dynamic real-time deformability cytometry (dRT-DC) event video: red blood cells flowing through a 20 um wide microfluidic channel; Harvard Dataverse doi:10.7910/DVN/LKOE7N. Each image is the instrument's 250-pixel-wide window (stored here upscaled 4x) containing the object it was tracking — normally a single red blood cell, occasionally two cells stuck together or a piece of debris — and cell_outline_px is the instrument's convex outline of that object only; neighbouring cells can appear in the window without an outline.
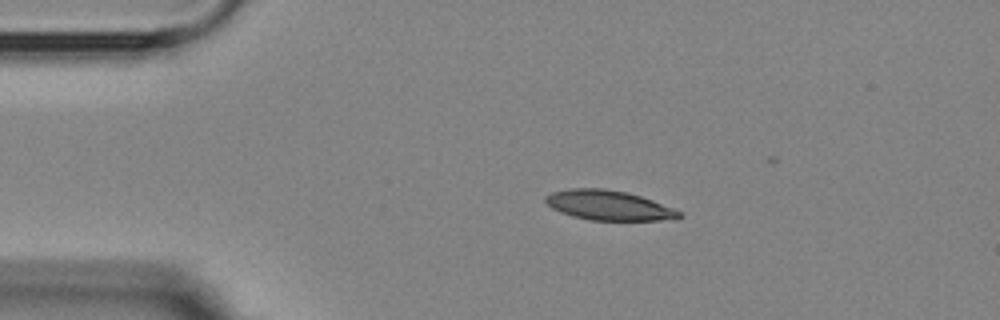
{"species": "Egyptian fruit bat (a non-hibernating species)", "species_latin": "Rousettus aegyptiacus", "temperature_condition": "room temperature", "stored_images_in_passage": 5, "camera_frame_rate_fps": 3000, "um_per_image_px": 0.085, "animal": {"sex": "female"}, "frame": {"image": 1, "passage_image": 2, "time_ms": 2.0, "image_size_px": [1000, 320], "cell_outline_px": [[684, 216], [660, 220], [592, 220], [572, 216], [560, 212], [552, 208], [544, 200], [544, 196], [552, 192], [572, 188], [604, 188], [628, 192], [652, 200], [684, 212]], "centroid_in_image_um": [51.73, 17.44], "position_along_channel_um": 33.3, "area_um2": 23.18}}
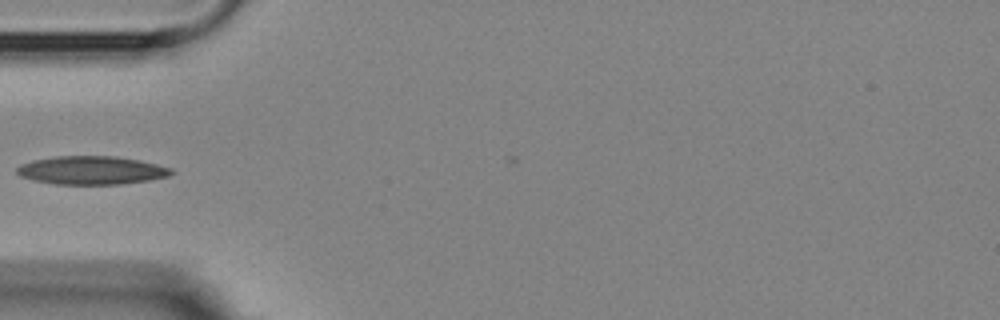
{"frame": {"image": 2, "passage_image": 4, "time_ms": 4.333, "image_size_px": [1000, 320], "cell_outline_px": [[176, 172], [168, 176], [148, 180], [120, 184], [56, 184], [36, 180], [20, 176], [16, 172], [16, 168], [20, 164], [32, 160], [56, 156], [112, 156], [140, 160], [172, 168]], "centroid_in_image_um": [7.78, 14.47], "position_along_channel_um": 77.2, "area_um2": 25.43}}
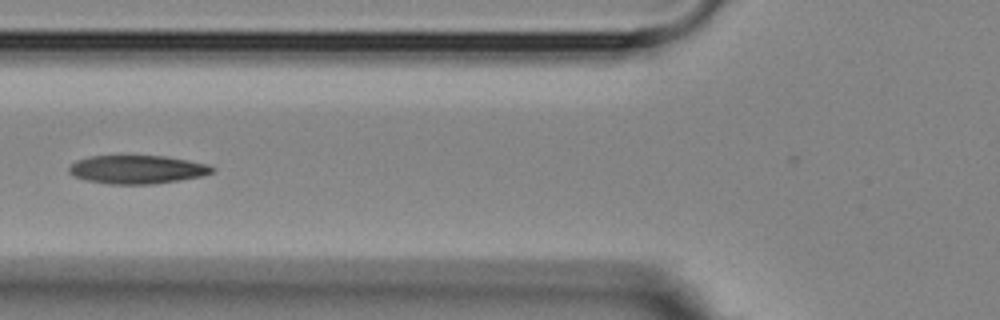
{"frame": {"image": 3, "passage_image": 5, "time_ms": 5.333, "image_size_px": [1000, 320], "cell_outline_px": [[216, 168], [212, 172], [204, 176], [156, 184], [108, 184], [88, 180], [72, 176], [68, 172], [68, 168], [76, 160], [88, 156], [164, 156], [188, 160], [208, 164]], "centroid_in_image_um": [11.67, 14.41], "position_along_channel_um": 114.1, "area_um2": 23.87}}